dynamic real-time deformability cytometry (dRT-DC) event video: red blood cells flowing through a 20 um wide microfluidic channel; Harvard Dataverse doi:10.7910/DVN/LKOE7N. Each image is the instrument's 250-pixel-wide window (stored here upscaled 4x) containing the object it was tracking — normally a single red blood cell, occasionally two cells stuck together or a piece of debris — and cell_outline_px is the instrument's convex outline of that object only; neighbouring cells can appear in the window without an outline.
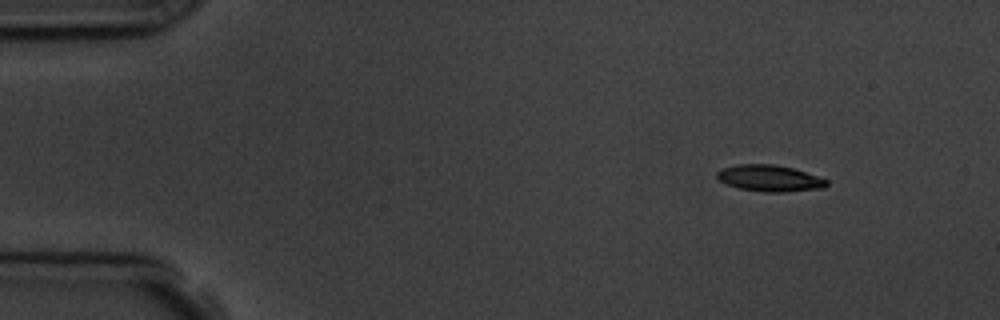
{"species": "common noctule bat (a hibernating species)", "species_latin": "Nyctalus noctula", "temperature_condition": "room temperature", "stored_images_in_passage": 3, "camera_frame_rate_fps": 3000, "um_per_image_px": 0.085, "animal": {"sex": "male", "body_mass_g": 19.5, "forearm_length_mm": 54.6}, "frame": {"image": 1, "passage_image": 1, "time_ms": 0.0, "image_size_px": [1000, 320], "cell_outline_px": [[828, 184], [824, 188], [784, 192], [764, 192], [740, 188], [728, 184], [720, 180], [716, 176], [716, 172], [720, 168], [736, 164], [776, 164], [792, 168], [828, 180]], "centroid_in_image_um": [65.39, 15.14], "position_along_channel_um": 19.6, "area_um2": 16.82}}